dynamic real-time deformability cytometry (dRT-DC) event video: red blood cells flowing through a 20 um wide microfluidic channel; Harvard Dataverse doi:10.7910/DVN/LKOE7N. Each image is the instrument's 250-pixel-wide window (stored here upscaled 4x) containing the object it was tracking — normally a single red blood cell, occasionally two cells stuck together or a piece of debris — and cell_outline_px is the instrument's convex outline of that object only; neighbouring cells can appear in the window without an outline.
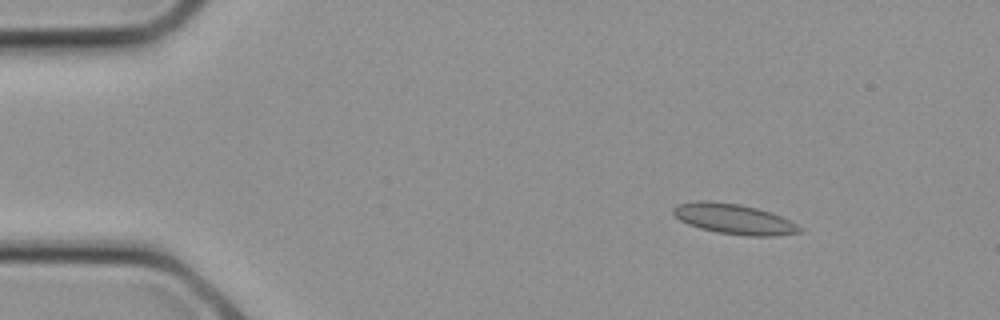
{"species": "common noctule bat (a hibernating species)", "species_latin": "Nyctalus noctula", "temperature_condition": "cold", "stored_images_in_passage": 8, "camera_frame_rate_fps": 3000, "um_per_image_px": 0.085, "animal": {"sex": "female", "body_mass_g": 21.9}, "frame": {"image": 1, "passage_image": 2, "time_ms": 0.333, "image_size_px": [1000, 320], "cell_outline_px": [[804, 228], [800, 232], [776, 236], [748, 236], [716, 232], [700, 228], [688, 224], [680, 220], [672, 212], [672, 208], [676, 204], [696, 200], [712, 200], [740, 204], [772, 212]], "centroid_in_image_um": [62.36, 18.6], "position_along_channel_um": 22.6, "area_um2": 22.48}}
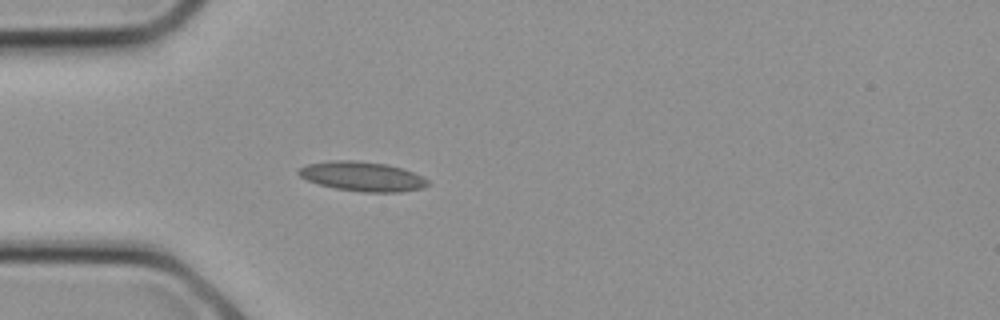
{"frame": {"image": 2, "passage_image": 6, "time_ms": 1.667, "image_size_px": [1000, 320], "cell_outline_px": [[428, 184], [424, 188], [400, 192], [364, 192], [336, 188], [320, 184], [308, 180], [300, 176], [296, 172], [300, 168], [308, 164], [328, 160], [356, 160], [388, 164], [404, 168], [428, 180]], "centroid_in_image_um": [30.81, 14.98], "position_along_channel_um": 54.2, "area_um2": 22.2}}
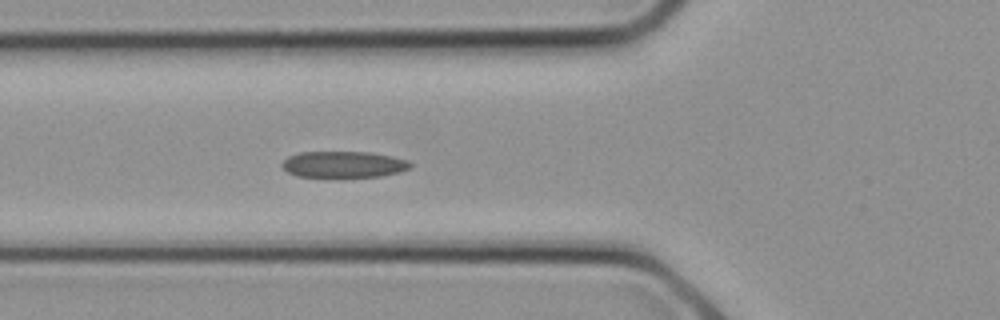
{"frame": {"image": 3, "passage_image": 8, "time_ms": 2.333, "image_size_px": [1000, 320], "cell_outline_px": [[412, 164], [408, 168], [400, 172], [380, 176], [296, 176], [288, 172], [280, 164], [288, 156], [300, 152], [372, 152], [392, 156], [408, 160]], "centroid_in_image_um": [29.21, 13.96], "position_along_channel_um": 96.6, "area_um2": 19.48}}